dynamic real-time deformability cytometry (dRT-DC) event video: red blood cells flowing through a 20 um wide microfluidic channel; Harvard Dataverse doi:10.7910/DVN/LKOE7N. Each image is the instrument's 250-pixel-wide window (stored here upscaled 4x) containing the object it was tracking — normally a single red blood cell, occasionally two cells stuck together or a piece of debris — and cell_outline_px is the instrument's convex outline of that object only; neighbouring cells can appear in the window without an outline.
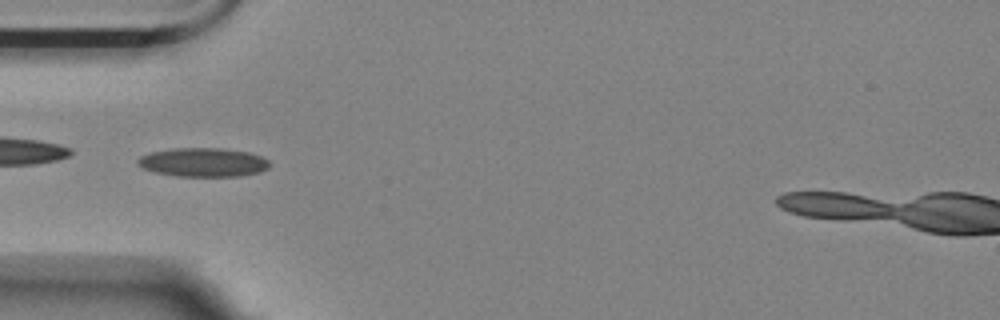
{"species": "Egyptian fruit bat (a non-hibernating species)", "species_latin": "Rousettus aegyptiacus", "temperature_condition": "room temperature", "stored_images_in_passage": 39, "camera_frame_rate_fps": 3000, "um_per_image_px": 0.085, "animal": {"sex": "female"}, "frame": {"image": 1, "passage_image": 1, "time_ms": 0.0, "image_size_px": [1000, 320], "cell_outline_px": [[272, 164], [268, 168], [260, 172], [240, 176], [176, 176], [156, 172], [140, 168], [136, 164], [136, 160], [140, 156], [152, 152], [176, 148], [224, 148], [248, 152], [264, 156]], "centroid_in_image_um": [17.29, 13.79], "position_along_channel_um": 67.7, "area_um2": 22.43}}
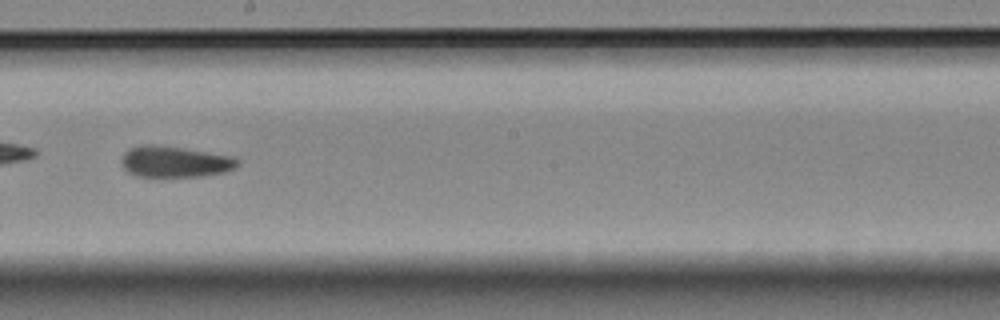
{"frame": {"image": 2, "passage_image": 15, "time_ms": 4.667, "image_size_px": [1000, 320], "cell_outline_px": [[240, 164], [236, 168], [224, 172], [200, 176], [136, 176], [128, 172], [120, 164], [120, 160], [124, 152], [128, 148], [140, 144], [156, 144], [232, 156], [240, 160]], "centroid_in_image_um": [14.82, 13.73], "position_along_channel_um": 233.4, "area_um2": 21.21}}
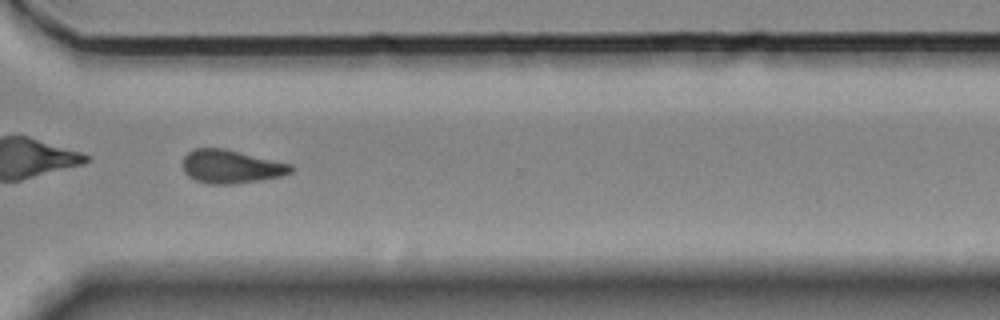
{"frame": {"image": 3, "passage_image": 25, "time_ms": 8.0, "image_size_px": [1000, 320], "cell_outline_px": [[292, 172], [280, 176], [260, 180], [236, 184], [208, 184], [196, 180], [188, 176], [184, 172], [184, 156], [192, 148], [224, 148], [292, 164]], "centroid_in_image_um": [19.63, 14.16], "position_along_channel_um": 351.0, "area_um2": 21.04}}